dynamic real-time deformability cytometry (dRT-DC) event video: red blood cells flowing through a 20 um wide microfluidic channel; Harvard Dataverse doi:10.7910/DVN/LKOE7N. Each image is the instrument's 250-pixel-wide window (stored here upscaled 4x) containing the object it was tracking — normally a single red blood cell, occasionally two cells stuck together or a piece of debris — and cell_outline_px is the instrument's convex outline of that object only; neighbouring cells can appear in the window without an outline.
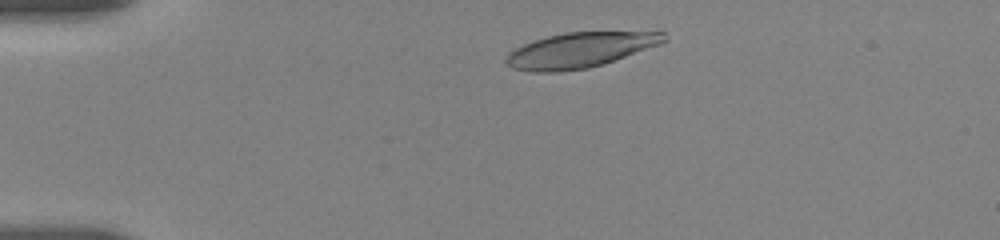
{"species": "human", "species_latin": "Homo sapiens", "temperature_condition": "room temperature", "stored_images_in_passage": 13, "camera_frame_rate_fps": 3000, "um_per_image_px": 0.085, "donor": {"sex": "female"}, "frame": {"image": 1, "passage_image": 2, "time_ms": 0.333, "image_size_px": [1000, 240], "cell_outline_px": [[668, 40], [660, 44], [588, 68], [556, 72], [532, 72], [512, 68], [504, 60], [508, 52], [532, 40], [564, 32], [664, 32]], "centroid_in_image_um": [49.24, 4.25], "position_along_channel_um": 35.8, "area_um2": 31.96}}